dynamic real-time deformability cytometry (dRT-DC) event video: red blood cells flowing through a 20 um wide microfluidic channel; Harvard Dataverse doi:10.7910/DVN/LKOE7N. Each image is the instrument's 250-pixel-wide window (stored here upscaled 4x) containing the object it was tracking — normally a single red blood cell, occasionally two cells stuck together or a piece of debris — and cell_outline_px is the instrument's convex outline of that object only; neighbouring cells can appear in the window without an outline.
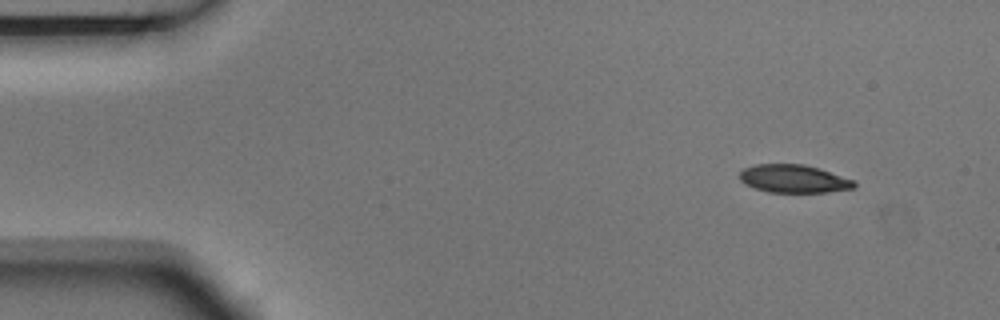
{"species": "Egyptian fruit bat (a non-hibernating species)", "species_latin": "Rousettus aegyptiacus", "temperature_condition": "room temperature", "stored_images_in_passage": 3, "camera_frame_rate_fps": 3000, "um_per_image_px": 0.085, "animal": {"sex": "male"}, "frame": {"image": 1, "passage_image": 1, "time_ms": 0.0, "image_size_px": [1000, 320], "cell_outline_px": [[856, 184], [852, 188], [828, 192], [768, 192], [744, 184], [740, 180], [740, 172], [744, 168], [756, 164], [804, 164], [856, 180]], "centroid_in_image_um": [67.46, 15.19], "position_along_channel_um": 17.5, "area_um2": 18.61}}
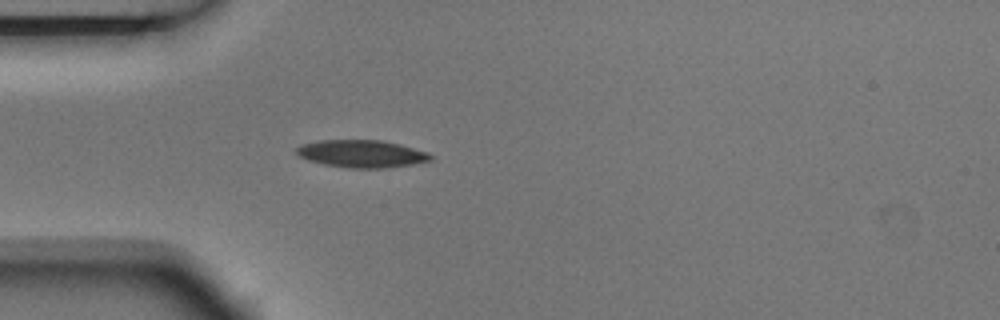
{"frame": {"image": 2, "passage_image": 3, "time_ms": 0.667, "image_size_px": [1000, 320], "cell_outline_px": [[432, 160], [412, 164], [384, 168], [348, 168], [324, 164], [308, 160], [296, 156], [296, 148], [300, 144], [320, 140], [380, 140], [400, 144], [428, 152], [432, 156]], "centroid_in_image_um": [30.7, 13.06], "position_along_channel_um": 54.3, "area_um2": 21.56}}